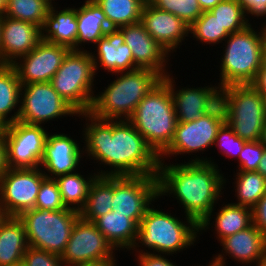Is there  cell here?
Here are the masks:
<instances>
[{"mask_svg":"<svg viewBox=\"0 0 266 266\" xmlns=\"http://www.w3.org/2000/svg\"><path fill=\"white\" fill-rule=\"evenodd\" d=\"M80 115L91 121L83 131L87 156L113 168L97 172L98 176L158 175L159 156L129 120H106L89 112Z\"/></svg>","mask_w":266,"mask_h":266,"instance_id":"1","label":"cell"},{"mask_svg":"<svg viewBox=\"0 0 266 266\" xmlns=\"http://www.w3.org/2000/svg\"><path fill=\"white\" fill-rule=\"evenodd\" d=\"M162 161L163 159L158 171L159 197L173 194L183 205L185 216L199 225V231L208 229L214 203L216 204L224 188L222 186L226 183L218 166L205 158H194L186 164L177 165H164Z\"/></svg>","mask_w":266,"mask_h":266,"instance_id":"2","label":"cell"},{"mask_svg":"<svg viewBox=\"0 0 266 266\" xmlns=\"http://www.w3.org/2000/svg\"><path fill=\"white\" fill-rule=\"evenodd\" d=\"M161 80L158 73L149 69L121 72L104 92L94 96L89 113L106 120H129L139 102Z\"/></svg>","mask_w":266,"mask_h":266,"instance_id":"3","label":"cell"},{"mask_svg":"<svg viewBox=\"0 0 266 266\" xmlns=\"http://www.w3.org/2000/svg\"><path fill=\"white\" fill-rule=\"evenodd\" d=\"M129 121L158 156L169 146L178 121L170 88L163 80L139 102Z\"/></svg>","mask_w":266,"mask_h":266,"instance_id":"4","label":"cell"},{"mask_svg":"<svg viewBox=\"0 0 266 266\" xmlns=\"http://www.w3.org/2000/svg\"><path fill=\"white\" fill-rule=\"evenodd\" d=\"M260 32L254 31L251 24L241 31L230 34L220 64V84H253L262 67L263 48L266 41V23Z\"/></svg>","mask_w":266,"mask_h":266,"instance_id":"5","label":"cell"},{"mask_svg":"<svg viewBox=\"0 0 266 266\" xmlns=\"http://www.w3.org/2000/svg\"><path fill=\"white\" fill-rule=\"evenodd\" d=\"M225 122L245 141H258L266 121L263 94L253 85H230L220 89Z\"/></svg>","mask_w":266,"mask_h":266,"instance_id":"6","label":"cell"},{"mask_svg":"<svg viewBox=\"0 0 266 266\" xmlns=\"http://www.w3.org/2000/svg\"><path fill=\"white\" fill-rule=\"evenodd\" d=\"M185 218L187 225L168 212L149 206L139 223L137 240L132 250L141 243L142 246L154 250V254L156 251L158 254L170 255L194 245L199 225L192 218Z\"/></svg>","mask_w":266,"mask_h":266,"instance_id":"7","label":"cell"},{"mask_svg":"<svg viewBox=\"0 0 266 266\" xmlns=\"http://www.w3.org/2000/svg\"><path fill=\"white\" fill-rule=\"evenodd\" d=\"M79 212L66 208L51 211L30 209L19 218L25 226L29 246L62 256Z\"/></svg>","mask_w":266,"mask_h":266,"instance_id":"8","label":"cell"},{"mask_svg":"<svg viewBox=\"0 0 266 266\" xmlns=\"http://www.w3.org/2000/svg\"><path fill=\"white\" fill-rule=\"evenodd\" d=\"M94 75L96 71L91 53L71 50L50 83L79 113L89 112L94 98Z\"/></svg>","mask_w":266,"mask_h":266,"instance_id":"9","label":"cell"},{"mask_svg":"<svg viewBox=\"0 0 266 266\" xmlns=\"http://www.w3.org/2000/svg\"><path fill=\"white\" fill-rule=\"evenodd\" d=\"M225 123V113L219 102L211 111L190 122H177L174 136L169 146L159 155L189 154L204 151L215 145L218 130Z\"/></svg>","mask_w":266,"mask_h":266,"instance_id":"10","label":"cell"},{"mask_svg":"<svg viewBox=\"0 0 266 266\" xmlns=\"http://www.w3.org/2000/svg\"><path fill=\"white\" fill-rule=\"evenodd\" d=\"M19 107L17 121L30 125H40L65 115L79 114L57 93L50 82L23 84Z\"/></svg>","mask_w":266,"mask_h":266,"instance_id":"11","label":"cell"},{"mask_svg":"<svg viewBox=\"0 0 266 266\" xmlns=\"http://www.w3.org/2000/svg\"><path fill=\"white\" fill-rule=\"evenodd\" d=\"M157 198L158 175L114 176L112 211L125 214L138 226Z\"/></svg>","mask_w":266,"mask_h":266,"instance_id":"12","label":"cell"},{"mask_svg":"<svg viewBox=\"0 0 266 266\" xmlns=\"http://www.w3.org/2000/svg\"><path fill=\"white\" fill-rule=\"evenodd\" d=\"M113 250L115 251V248L93 222L79 217L61 259L65 266L101 261L115 262Z\"/></svg>","mask_w":266,"mask_h":266,"instance_id":"13","label":"cell"},{"mask_svg":"<svg viewBox=\"0 0 266 266\" xmlns=\"http://www.w3.org/2000/svg\"><path fill=\"white\" fill-rule=\"evenodd\" d=\"M39 167L9 168L0 178V200L8 216L19 217L35 208L42 181L46 178Z\"/></svg>","mask_w":266,"mask_h":266,"instance_id":"14","label":"cell"},{"mask_svg":"<svg viewBox=\"0 0 266 266\" xmlns=\"http://www.w3.org/2000/svg\"><path fill=\"white\" fill-rule=\"evenodd\" d=\"M9 168H37L41 165L48 132L41 125L19 121L3 127Z\"/></svg>","mask_w":266,"mask_h":266,"instance_id":"15","label":"cell"},{"mask_svg":"<svg viewBox=\"0 0 266 266\" xmlns=\"http://www.w3.org/2000/svg\"><path fill=\"white\" fill-rule=\"evenodd\" d=\"M70 51L71 49L64 45L42 40L27 55L19 58L22 63L16 61L12 66L17 72L21 85L47 83L51 81Z\"/></svg>","mask_w":266,"mask_h":266,"instance_id":"16","label":"cell"},{"mask_svg":"<svg viewBox=\"0 0 266 266\" xmlns=\"http://www.w3.org/2000/svg\"><path fill=\"white\" fill-rule=\"evenodd\" d=\"M119 30L124 35V43L132 51L134 64L138 69L153 70L162 78L167 76L165 65L169 54L153 39L140 22L120 27Z\"/></svg>","mask_w":266,"mask_h":266,"instance_id":"17","label":"cell"},{"mask_svg":"<svg viewBox=\"0 0 266 266\" xmlns=\"http://www.w3.org/2000/svg\"><path fill=\"white\" fill-rule=\"evenodd\" d=\"M42 41L41 27L3 15L1 26V65H12ZM14 59V60H13Z\"/></svg>","mask_w":266,"mask_h":266,"instance_id":"18","label":"cell"},{"mask_svg":"<svg viewBox=\"0 0 266 266\" xmlns=\"http://www.w3.org/2000/svg\"><path fill=\"white\" fill-rule=\"evenodd\" d=\"M173 79V77L170 78L169 74L162 78L170 88L178 122L196 120L211 111L220 102V88L217 86L185 87L175 91L173 84L175 80Z\"/></svg>","mask_w":266,"mask_h":266,"instance_id":"19","label":"cell"},{"mask_svg":"<svg viewBox=\"0 0 266 266\" xmlns=\"http://www.w3.org/2000/svg\"><path fill=\"white\" fill-rule=\"evenodd\" d=\"M140 23L168 54L175 51L183 38L190 34L189 25L183 20L154 5L143 6Z\"/></svg>","mask_w":266,"mask_h":266,"instance_id":"20","label":"cell"},{"mask_svg":"<svg viewBox=\"0 0 266 266\" xmlns=\"http://www.w3.org/2000/svg\"><path fill=\"white\" fill-rule=\"evenodd\" d=\"M82 151L79 144L65 134H47L41 166L45 167L47 178L73 173L78 168ZM52 175H51V174ZM51 175V176H50Z\"/></svg>","mask_w":266,"mask_h":266,"instance_id":"21","label":"cell"},{"mask_svg":"<svg viewBox=\"0 0 266 266\" xmlns=\"http://www.w3.org/2000/svg\"><path fill=\"white\" fill-rule=\"evenodd\" d=\"M97 55L91 53L95 71L103 67L112 74L138 69L134 64L131 49L124 43V35L119 29H109L105 36L97 41ZM98 57V58H97ZM98 59V61H97Z\"/></svg>","mask_w":266,"mask_h":266,"instance_id":"22","label":"cell"},{"mask_svg":"<svg viewBox=\"0 0 266 266\" xmlns=\"http://www.w3.org/2000/svg\"><path fill=\"white\" fill-rule=\"evenodd\" d=\"M221 245L230 258L241 263L257 262V266L266 260V236L255 225L222 239Z\"/></svg>","mask_w":266,"mask_h":266,"instance_id":"23","label":"cell"},{"mask_svg":"<svg viewBox=\"0 0 266 266\" xmlns=\"http://www.w3.org/2000/svg\"><path fill=\"white\" fill-rule=\"evenodd\" d=\"M54 8L53 5L49 7L44 25L41 28L42 40L52 44L64 45L76 51V9L68 7L56 11L57 9Z\"/></svg>","mask_w":266,"mask_h":266,"instance_id":"24","label":"cell"},{"mask_svg":"<svg viewBox=\"0 0 266 266\" xmlns=\"http://www.w3.org/2000/svg\"><path fill=\"white\" fill-rule=\"evenodd\" d=\"M93 223L116 249H133L138 236V225L125 214L111 211L97 217Z\"/></svg>","mask_w":266,"mask_h":266,"instance_id":"25","label":"cell"},{"mask_svg":"<svg viewBox=\"0 0 266 266\" xmlns=\"http://www.w3.org/2000/svg\"><path fill=\"white\" fill-rule=\"evenodd\" d=\"M28 247L22 220L16 216H9L0 225V266L22 263Z\"/></svg>","mask_w":266,"mask_h":266,"instance_id":"26","label":"cell"},{"mask_svg":"<svg viewBox=\"0 0 266 266\" xmlns=\"http://www.w3.org/2000/svg\"><path fill=\"white\" fill-rule=\"evenodd\" d=\"M76 18V51H82L79 48L82 42L94 43L95 45L110 29L105 14L94 0H86L81 7L76 8Z\"/></svg>","mask_w":266,"mask_h":266,"instance_id":"27","label":"cell"},{"mask_svg":"<svg viewBox=\"0 0 266 266\" xmlns=\"http://www.w3.org/2000/svg\"><path fill=\"white\" fill-rule=\"evenodd\" d=\"M21 83L12 65L0 64V124L4 127L18 120L20 108L11 117L8 114L20 103Z\"/></svg>","mask_w":266,"mask_h":266,"instance_id":"28","label":"cell"},{"mask_svg":"<svg viewBox=\"0 0 266 266\" xmlns=\"http://www.w3.org/2000/svg\"><path fill=\"white\" fill-rule=\"evenodd\" d=\"M114 195V176H97L90 185L84 207L79 215L93 222L97 217L112 211Z\"/></svg>","mask_w":266,"mask_h":266,"instance_id":"29","label":"cell"},{"mask_svg":"<svg viewBox=\"0 0 266 266\" xmlns=\"http://www.w3.org/2000/svg\"><path fill=\"white\" fill-rule=\"evenodd\" d=\"M97 176L94 173L86 180L83 175L73 172L55 178L65 207L80 212L86 203L90 185Z\"/></svg>","mask_w":266,"mask_h":266,"instance_id":"30","label":"cell"},{"mask_svg":"<svg viewBox=\"0 0 266 266\" xmlns=\"http://www.w3.org/2000/svg\"><path fill=\"white\" fill-rule=\"evenodd\" d=\"M101 7L110 29L139 23L143 5L138 0H94Z\"/></svg>","mask_w":266,"mask_h":266,"instance_id":"31","label":"cell"},{"mask_svg":"<svg viewBox=\"0 0 266 266\" xmlns=\"http://www.w3.org/2000/svg\"><path fill=\"white\" fill-rule=\"evenodd\" d=\"M252 225V209L246 206L228 203L215 218V231L219 241L227 236L245 230Z\"/></svg>","mask_w":266,"mask_h":266,"instance_id":"32","label":"cell"},{"mask_svg":"<svg viewBox=\"0 0 266 266\" xmlns=\"http://www.w3.org/2000/svg\"><path fill=\"white\" fill-rule=\"evenodd\" d=\"M238 203L236 205L253 208L266 193V178L258 171H239L236 173Z\"/></svg>","mask_w":266,"mask_h":266,"instance_id":"33","label":"cell"},{"mask_svg":"<svg viewBox=\"0 0 266 266\" xmlns=\"http://www.w3.org/2000/svg\"><path fill=\"white\" fill-rule=\"evenodd\" d=\"M51 0H7L4 16L43 27Z\"/></svg>","mask_w":266,"mask_h":266,"instance_id":"34","label":"cell"},{"mask_svg":"<svg viewBox=\"0 0 266 266\" xmlns=\"http://www.w3.org/2000/svg\"><path fill=\"white\" fill-rule=\"evenodd\" d=\"M189 33L193 34L197 41L213 45L225 41L230 35L210 11H203L202 15L189 26Z\"/></svg>","mask_w":266,"mask_h":266,"instance_id":"35","label":"cell"},{"mask_svg":"<svg viewBox=\"0 0 266 266\" xmlns=\"http://www.w3.org/2000/svg\"><path fill=\"white\" fill-rule=\"evenodd\" d=\"M210 12L230 34L241 31L249 25L245 10L237 0H223Z\"/></svg>","mask_w":266,"mask_h":266,"instance_id":"36","label":"cell"},{"mask_svg":"<svg viewBox=\"0 0 266 266\" xmlns=\"http://www.w3.org/2000/svg\"><path fill=\"white\" fill-rule=\"evenodd\" d=\"M154 6L174 14L189 26L203 13L198 0H157Z\"/></svg>","mask_w":266,"mask_h":266,"instance_id":"37","label":"cell"},{"mask_svg":"<svg viewBox=\"0 0 266 266\" xmlns=\"http://www.w3.org/2000/svg\"><path fill=\"white\" fill-rule=\"evenodd\" d=\"M35 208L51 211L66 209L62 202L60 191L55 179L46 177L42 181L37 195Z\"/></svg>","mask_w":266,"mask_h":266,"instance_id":"38","label":"cell"},{"mask_svg":"<svg viewBox=\"0 0 266 266\" xmlns=\"http://www.w3.org/2000/svg\"><path fill=\"white\" fill-rule=\"evenodd\" d=\"M246 142L238 137L226 122L218 130L215 140L217 147L219 146L221 151H224L223 155L226 154V157L232 156L237 159Z\"/></svg>","mask_w":266,"mask_h":266,"instance_id":"39","label":"cell"},{"mask_svg":"<svg viewBox=\"0 0 266 266\" xmlns=\"http://www.w3.org/2000/svg\"><path fill=\"white\" fill-rule=\"evenodd\" d=\"M265 148L266 147L260 142V140L247 141L238 157V171H257Z\"/></svg>","mask_w":266,"mask_h":266,"instance_id":"40","label":"cell"},{"mask_svg":"<svg viewBox=\"0 0 266 266\" xmlns=\"http://www.w3.org/2000/svg\"><path fill=\"white\" fill-rule=\"evenodd\" d=\"M24 266H65L61 256L29 246L22 261Z\"/></svg>","mask_w":266,"mask_h":266,"instance_id":"41","label":"cell"},{"mask_svg":"<svg viewBox=\"0 0 266 266\" xmlns=\"http://www.w3.org/2000/svg\"><path fill=\"white\" fill-rule=\"evenodd\" d=\"M252 224L266 236V193L252 208Z\"/></svg>","mask_w":266,"mask_h":266,"instance_id":"42","label":"cell"},{"mask_svg":"<svg viewBox=\"0 0 266 266\" xmlns=\"http://www.w3.org/2000/svg\"><path fill=\"white\" fill-rule=\"evenodd\" d=\"M139 253L137 258L139 260L138 263L140 262L139 266H177L161 254L158 255L149 251L145 253L143 250L139 251Z\"/></svg>","mask_w":266,"mask_h":266,"instance_id":"43","label":"cell"},{"mask_svg":"<svg viewBox=\"0 0 266 266\" xmlns=\"http://www.w3.org/2000/svg\"><path fill=\"white\" fill-rule=\"evenodd\" d=\"M246 14L261 17L266 15V0H237Z\"/></svg>","mask_w":266,"mask_h":266,"instance_id":"44","label":"cell"},{"mask_svg":"<svg viewBox=\"0 0 266 266\" xmlns=\"http://www.w3.org/2000/svg\"><path fill=\"white\" fill-rule=\"evenodd\" d=\"M262 67L253 85L264 95L266 93V41L263 48Z\"/></svg>","mask_w":266,"mask_h":266,"instance_id":"45","label":"cell"},{"mask_svg":"<svg viewBox=\"0 0 266 266\" xmlns=\"http://www.w3.org/2000/svg\"><path fill=\"white\" fill-rule=\"evenodd\" d=\"M9 169L7 162V150L5 137L3 134V129H0V178L7 172Z\"/></svg>","mask_w":266,"mask_h":266,"instance_id":"46","label":"cell"},{"mask_svg":"<svg viewBox=\"0 0 266 266\" xmlns=\"http://www.w3.org/2000/svg\"><path fill=\"white\" fill-rule=\"evenodd\" d=\"M221 1L223 0H198V3L202 11H210Z\"/></svg>","mask_w":266,"mask_h":266,"instance_id":"47","label":"cell"},{"mask_svg":"<svg viewBox=\"0 0 266 266\" xmlns=\"http://www.w3.org/2000/svg\"><path fill=\"white\" fill-rule=\"evenodd\" d=\"M257 171L266 178V148L263 152L262 158L259 162Z\"/></svg>","mask_w":266,"mask_h":266,"instance_id":"48","label":"cell"},{"mask_svg":"<svg viewBox=\"0 0 266 266\" xmlns=\"http://www.w3.org/2000/svg\"><path fill=\"white\" fill-rule=\"evenodd\" d=\"M224 254H218L216 257H214V260L208 265V266H224L225 265V258L223 257Z\"/></svg>","mask_w":266,"mask_h":266,"instance_id":"49","label":"cell"},{"mask_svg":"<svg viewBox=\"0 0 266 266\" xmlns=\"http://www.w3.org/2000/svg\"><path fill=\"white\" fill-rule=\"evenodd\" d=\"M74 266H116V264L115 262L101 261V262H95V263L77 264Z\"/></svg>","mask_w":266,"mask_h":266,"instance_id":"50","label":"cell"},{"mask_svg":"<svg viewBox=\"0 0 266 266\" xmlns=\"http://www.w3.org/2000/svg\"><path fill=\"white\" fill-rule=\"evenodd\" d=\"M8 214L5 211L4 205L0 200V225L8 218Z\"/></svg>","mask_w":266,"mask_h":266,"instance_id":"51","label":"cell"},{"mask_svg":"<svg viewBox=\"0 0 266 266\" xmlns=\"http://www.w3.org/2000/svg\"><path fill=\"white\" fill-rule=\"evenodd\" d=\"M260 142L266 147V121H265L264 128L262 130V133H261Z\"/></svg>","mask_w":266,"mask_h":266,"instance_id":"52","label":"cell"},{"mask_svg":"<svg viewBox=\"0 0 266 266\" xmlns=\"http://www.w3.org/2000/svg\"><path fill=\"white\" fill-rule=\"evenodd\" d=\"M143 6L154 5L157 0H138Z\"/></svg>","mask_w":266,"mask_h":266,"instance_id":"53","label":"cell"},{"mask_svg":"<svg viewBox=\"0 0 266 266\" xmlns=\"http://www.w3.org/2000/svg\"><path fill=\"white\" fill-rule=\"evenodd\" d=\"M7 6V0H0V14L3 15Z\"/></svg>","mask_w":266,"mask_h":266,"instance_id":"54","label":"cell"},{"mask_svg":"<svg viewBox=\"0 0 266 266\" xmlns=\"http://www.w3.org/2000/svg\"><path fill=\"white\" fill-rule=\"evenodd\" d=\"M3 15L0 14V64H1V26H2Z\"/></svg>","mask_w":266,"mask_h":266,"instance_id":"55","label":"cell"},{"mask_svg":"<svg viewBox=\"0 0 266 266\" xmlns=\"http://www.w3.org/2000/svg\"><path fill=\"white\" fill-rule=\"evenodd\" d=\"M7 266H24L23 263H18V264H15V265H7Z\"/></svg>","mask_w":266,"mask_h":266,"instance_id":"56","label":"cell"},{"mask_svg":"<svg viewBox=\"0 0 266 266\" xmlns=\"http://www.w3.org/2000/svg\"><path fill=\"white\" fill-rule=\"evenodd\" d=\"M258 266H266V260L261 262Z\"/></svg>","mask_w":266,"mask_h":266,"instance_id":"57","label":"cell"},{"mask_svg":"<svg viewBox=\"0 0 266 266\" xmlns=\"http://www.w3.org/2000/svg\"><path fill=\"white\" fill-rule=\"evenodd\" d=\"M265 99V107H266V93L263 95Z\"/></svg>","mask_w":266,"mask_h":266,"instance_id":"58","label":"cell"}]
</instances>
